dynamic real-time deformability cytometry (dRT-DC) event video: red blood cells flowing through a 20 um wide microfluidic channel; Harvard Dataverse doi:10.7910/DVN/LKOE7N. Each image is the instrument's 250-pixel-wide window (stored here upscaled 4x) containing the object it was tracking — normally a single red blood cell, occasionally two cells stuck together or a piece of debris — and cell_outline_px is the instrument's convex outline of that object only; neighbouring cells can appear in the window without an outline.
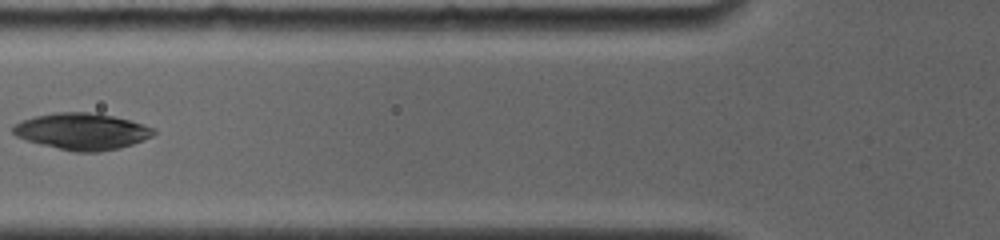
{"species": "common noctule bat (a hibernating species)", "species_latin": "Nyctalus noctula", "temperature_condition": "room temperature", "stored_images_in_passage": 2, "camera_frame_rate_fps": 4000, "um_per_image_px": 0.085, "animal": {"sex": "female", "body_mass_g": 19.0, "forearm_length_mm": 56.7}, "frame": {"image": 1, "passage_image": 2, "time_ms": 1.25, "image_size_px": [1000, 240], "cell_outline_px": [[156, 132], [152, 136], [132, 144], [120, 148], [96, 152], [76, 152], [40, 144], [16, 136], [12, 132], [12, 128], [16, 124], [24, 120], [36, 116], [56, 112], [88, 112], [112, 116], [144, 124], [156, 128]], "centroid_in_image_um": [7.0, 11.17], "position_along_channel_um": 118.8, "area_um2": 29.65}}